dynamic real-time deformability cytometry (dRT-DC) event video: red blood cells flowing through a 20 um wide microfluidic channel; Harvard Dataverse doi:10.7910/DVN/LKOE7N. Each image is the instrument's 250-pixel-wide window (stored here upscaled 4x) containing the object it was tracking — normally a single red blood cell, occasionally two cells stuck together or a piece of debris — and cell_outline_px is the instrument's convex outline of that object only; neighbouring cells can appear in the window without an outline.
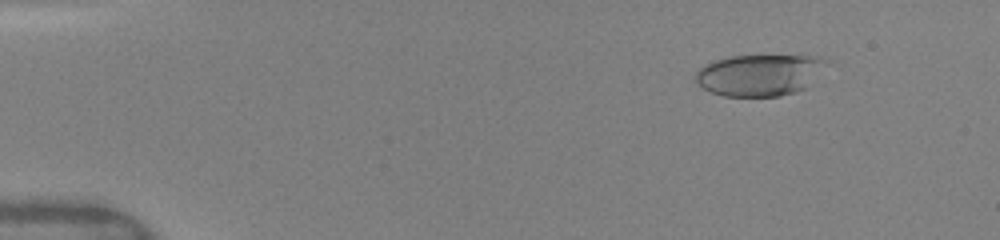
{"species": "human", "species_latin": "Homo sapiens", "temperature_condition": "warm", "stored_images_in_passage": 9, "camera_frame_rate_fps": 3000, "um_per_image_px": 0.085, "donor": {"sex": "female"}, "frame": {"image": 1, "passage_image": 3, "time_ms": 1.333, "image_size_px": [1000, 240], "cell_outline_px": [[828, 64], [804, 88], [796, 92], [780, 96], [724, 96], [712, 92], [696, 84], [696, 72], [700, 68], [716, 60], [732, 56], [820, 56], [828, 60]], "centroid_in_image_um": [64.57, 6.37], "position_along_channel_um": 20.4, "area_um2": 31.33}}
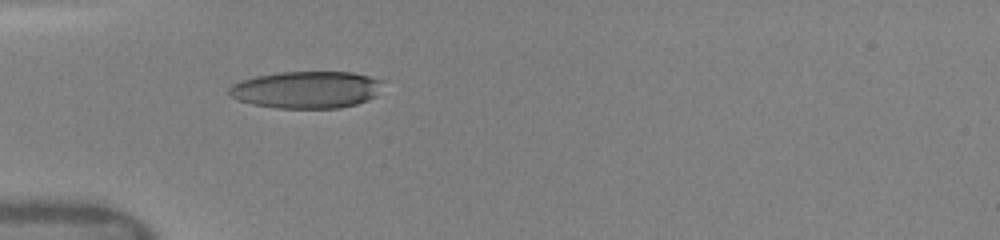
{"frame": {"image": 2, "passage_image": 8, "time_ms": 4.667, "image_size_px": [1000, 240], "cell_outline_px": [[384, 80], [376, 96], [368, 100], [356, 104], [340, 108], [276, 108], [252, 104], [240, 100], [232, 96], [228, 92], [228, 88], [232, 84], [240, 80], [256, 76], [280, 72], [352, 72]], "centroid_in_image_um": [26.06, 7.62], "position_along_channel_um": 58.9, "area_um2": 33.29}}
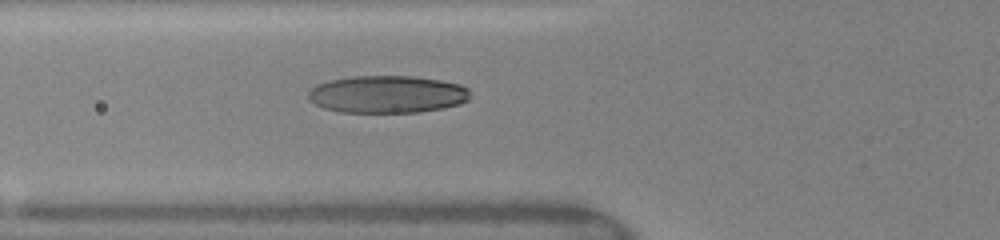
{"frame": {"image": 3, "passage_image": 9, "time_ms": 5.667, "image_size_px": [1000, 240], "cell_outline_px": [[472, 96], [468, 100], [460, 104], [420, 112], [340, 112], [324, 108], [308, 100], [308, 92], [316, 84], [332, 80], [352, 76], [412, 76], [440, 80], [460, 84], [468, 88]], "centroid_in_image_um": [32.93, 8.01], "position_along_channel_um": 92.9, "area_um2": 35.37}}